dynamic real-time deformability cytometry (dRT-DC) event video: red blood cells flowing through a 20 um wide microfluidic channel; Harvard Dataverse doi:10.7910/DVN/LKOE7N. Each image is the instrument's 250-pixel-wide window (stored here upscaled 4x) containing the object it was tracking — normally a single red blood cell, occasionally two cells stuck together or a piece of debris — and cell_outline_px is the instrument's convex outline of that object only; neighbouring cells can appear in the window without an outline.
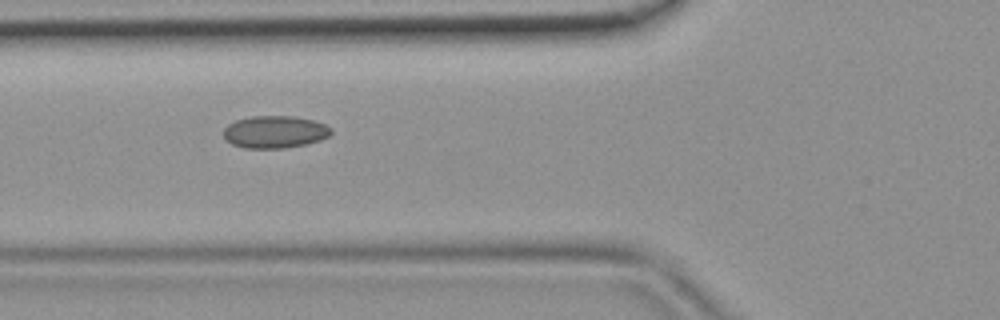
{"species": "common noctule bat (a hibernating species)", "species_latin": "Nyctalus noctula", "temperature_condition": "room temperature", "stored_images_in_passage": 4, "camera_frame_rate_fps": 3000, "um_per_image_px": 0.085, "animal": {"sex": "female", "body_mass_g": 19.9}, "frame": {"image": 1, "passage_image": 3, "time_ms": 0.667, "image_size_px": [1000, 320], "cell_outline_px": [[332, 132], [328, 136], [320, 140], [304, 144], [284, 148], [244, 148], [232, 144], [224, 140], [224, 128], [228, 124], [236, 120], [252, 116], [292, 116], [312, 120], [324, 124], [332, 128]], "centroid_in_image_um": [23.33, 11.21], "position_along_channel_um": 102.5, "area_um2": 20.23}}
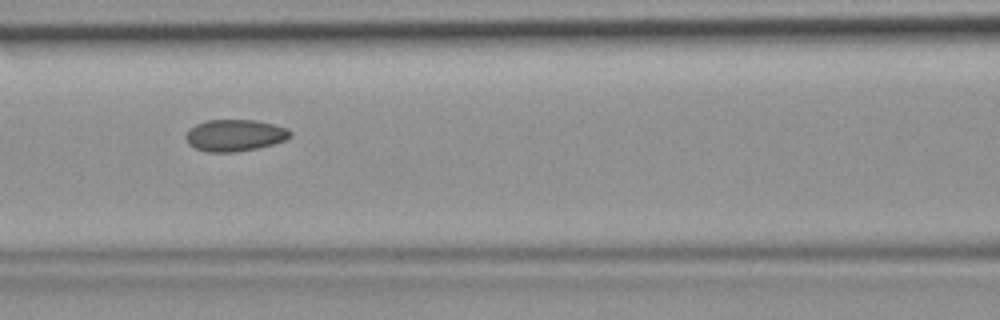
{"frame": {"image": 2, "passage_image": 4, "time_ms": 1.0, "image_size_px": [1000, 320], "cell_outline_px": [[292, 136], [284, 140], [272, 144], [256, 148], [236, 152], [208, 152], [196, 148], [188, 144], [188, 132], [196, 124], [208, 120], [256, 120], [288, 128], [292, 132]], "centroid_in_image_um": [20.01, 11.5], "position_along_channel_um": 146.6, "area_um2": 19.02}}